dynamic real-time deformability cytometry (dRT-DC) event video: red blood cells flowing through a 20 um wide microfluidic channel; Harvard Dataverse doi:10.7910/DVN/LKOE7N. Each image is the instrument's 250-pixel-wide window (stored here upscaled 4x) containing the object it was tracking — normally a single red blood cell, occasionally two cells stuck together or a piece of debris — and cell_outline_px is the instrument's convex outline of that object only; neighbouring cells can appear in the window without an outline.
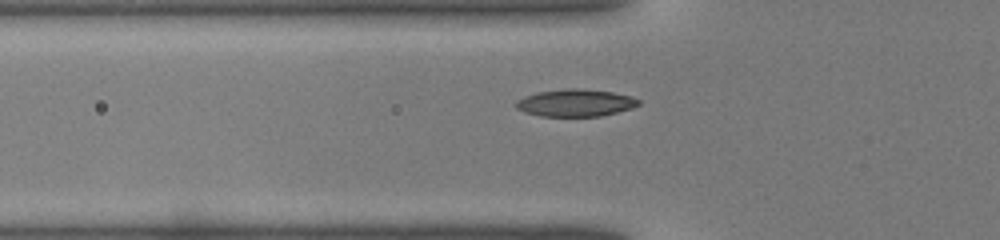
{"species": "common noctule bat (a hibernating species)", "species_latin": "Nyctalus noctula", "temperature_condition": "warm", "stored_images_in_passage": 28, "camera_frame_rate_fps": 3000, "um_per_image_px": 0.085, "animal": {"sex": "male", "body_mass_g": 19.0, "forearm_length_mm": 50.8}, "frame": {"image": 1, "passage_image": 3, "time_ms": 0.667, "image_size_px": [1000, 240], "cell_outline_px": [[640, 104], [632, 108], [600, 116], [540, 116], [524, 112], [516, 108], [516, 100], [524, 96], [536, 92], [568, 88], [580, 88], [612, 92], [632, 96], [640, 100]], "centroid_in_image_um": [48.9, 8.73], "position_along_channel_um": 76.9, "area_um2": 19.54}}
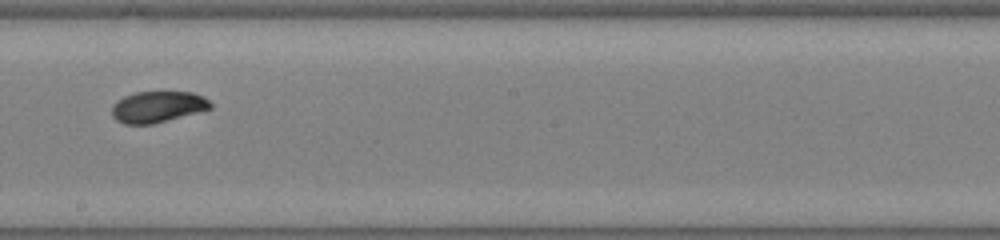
{"frame": {"image": 2, "passage_image": 13, "time_ms": 4.0, "image_size_px": [1000, 240], "cell_outline_px": [[212, 108], [152, 124], [124, 124], [116, 120], [112, 116], [112, 104], [124, 96], [136, 92], [192, 92], [204, 96], [212, 104]], "centroid_in_image_um": [13.38, 9.07], "position_along_channel_um": 234.8, "area_um2": 17.86}}
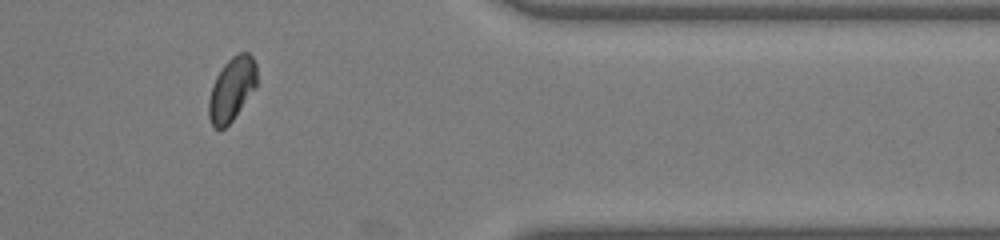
{"frame": {"image": 3, "passage_image": 24, "time_ms": 7.667, "image_size_px": [1000, 240], "cell_outline_px": [[256, 88], [232, 120], [224, 128], [216, 128], [212, 124], [208, 116], [208, 100], [212, 84], [216, 76], [224, 64], [232, 56], [240, 52], [248, 52], [252, 56], [256, 64]], "centroid_in_image_um": [19.69, 7.56], "position_along_channel_um": 391.7, "area_um2": 17.8}}